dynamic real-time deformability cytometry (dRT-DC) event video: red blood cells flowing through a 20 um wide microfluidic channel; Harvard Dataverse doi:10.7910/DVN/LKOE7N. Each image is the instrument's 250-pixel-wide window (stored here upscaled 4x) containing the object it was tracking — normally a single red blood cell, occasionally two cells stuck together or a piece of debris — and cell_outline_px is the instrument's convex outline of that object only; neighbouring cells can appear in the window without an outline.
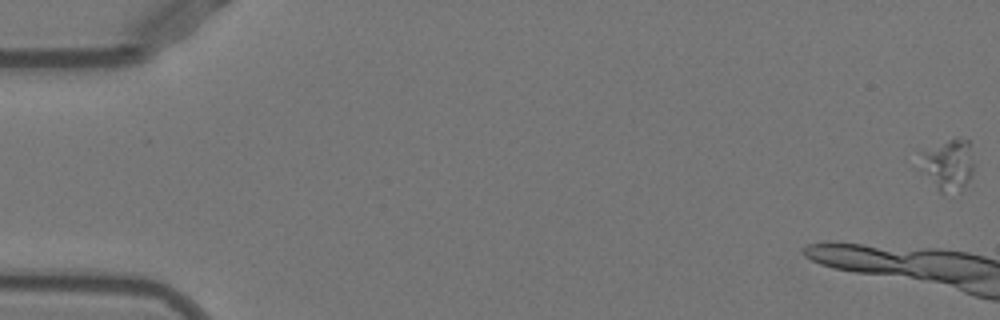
{"species": "Egyptian fruit bat (a non-hibernating species)", "species_latin": "Rousettus aegyptiacus", "temperature_condition": "warm", "stored_images_in_passage": 44, "camera_frame_rate_fps": 3000, "um_per_image_px": 0.085, "animal": {"sex": "female"}, "frame": {"image": 1, "passage_image": 1, "time_ms": 0.0, "image_size_px": [1000, 320], "cell_outline_px": [[972, 176], [960, 192], [940, 192], [928, 172], [920, 152], [952, 140], [968, 140], [972, 164]], "centroid_in_image_um": [80.69, 14.04], "position_along_channel_um": 4.3, "area_um2": 14.51}}
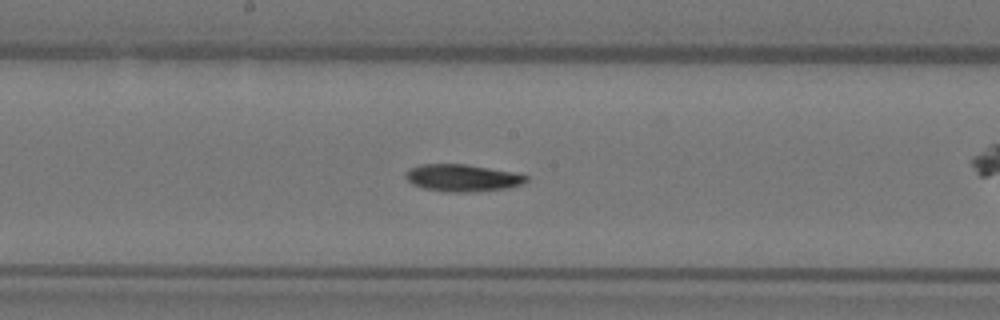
{"frame": {"image": 2, "passage_image": 26, "time_ms": 8.333, "image_size_px": [1000, 320], "cell_outline_px": [[528, 180], [524, 184], [508, 188], [472, 192], [448, 192], [424, 188], [412, 184], [404, 176], [408, 168], [420, 164], [464, 164], [512, 172], [528, 176]], "centroid_in_image_um": [39.29, 15.12], "position_along_channel_um": 208.9, "area_um2": 19.07}}
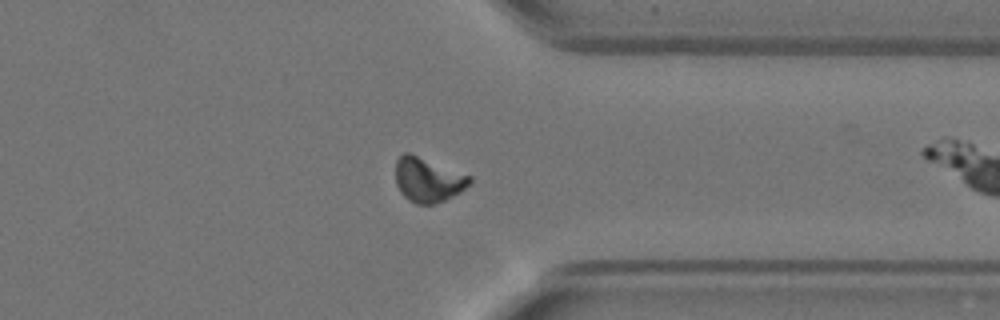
{"frame": {"image": 3, "passage_image": 39, "time_ms": 12.667, "image_size_px": [1000, 320], "cell_outline_px": [[472, 180], [460, 192], [444, 200], [432, 204], [416, 204], [408, 200], [400, 192], [396, 184], [396, 160], [404, 152], [408, 152], [472, 176]], "centroid_in_image_um": [36.35, 15.28], "position_along_channel_um": 375.0, "area_um2": 19.07}}